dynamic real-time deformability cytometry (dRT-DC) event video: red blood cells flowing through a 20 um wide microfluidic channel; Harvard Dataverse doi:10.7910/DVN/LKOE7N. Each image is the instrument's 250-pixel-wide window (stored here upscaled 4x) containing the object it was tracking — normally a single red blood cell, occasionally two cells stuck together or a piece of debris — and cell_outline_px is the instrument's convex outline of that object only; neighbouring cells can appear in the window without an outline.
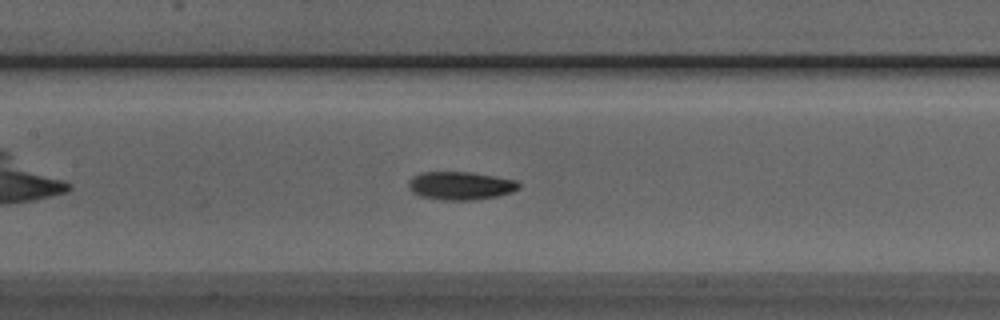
{"species": "Egyptian fruit bat (a non-hibernating species)", "species_latin": "Rousettus aegyptiacus", "temperature_condition": "room temperature", "stored_images_in_passage": 42, "camera_frame_rate_fps": 3000, "um_per_image_px": 0.085, "animal": {"sex": "male"}, "frame": {"image": 1, "passage_image": 13, "time_ms": 4.0, "image_size_px": [1000, 320], "cell_outline_px": [[520, 188], [512, 192], [496, 196], [472, 200], [440, 200], [420, 196], [412, 192], [408, 188], [408, 180], [412, 176], [420, 172], [468, 172], [516, 180], [520, 184]], "centroid_in_image_um": [39.09, 15.78], "position_along_channel_um": 168.3, "area_um2": 18.15}}
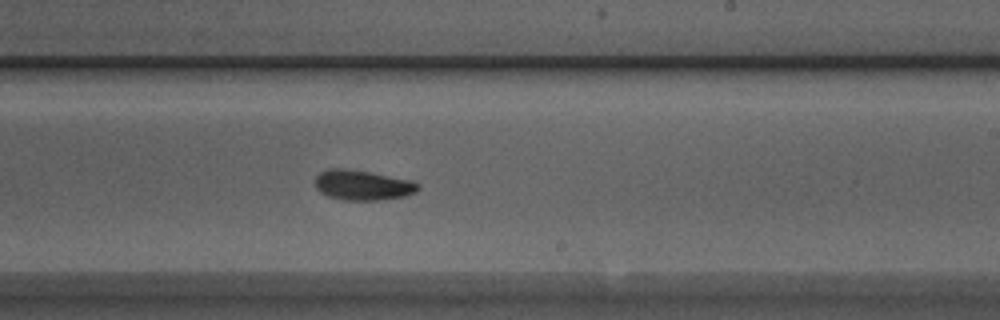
{"frame": {"image": 2, "passage_image": 20, "time_ms": 6.333, "image_size_px": [1000, 320], "cell_outline_px": [[420, 188], [416, 192], [404, 196], [380, 200], [344, 200], [328, 196], [320, 192], [316, 188], [316, 176], [320, 172], [332, 168], [344, 168], [368, 172], [408, 180], [420, 184]], "centroid_in_image_um": [30.8, 15.74], "position_along_channel_um": 258.2, "area_um2": 17.8}}
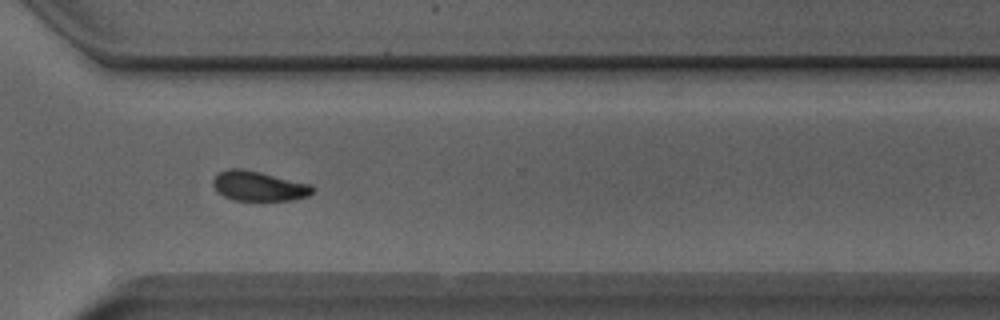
{"frame": {"image": 3, "passage_image": 27, "time_ms": 8.667, "image_size_px": [1000, 320], "cell_outline_px": [[316, 188], [308, 196], [292, 200], [232, 200], [216, 192], [212, 184], [212, 180], [220, 172], [228, 168], [244, 168], [312, 184]], "centroid_in_image_um": [21.99, 15.81], "position_along_channel_um": 348.6, "area_um2": 17.51}, "authors_computed_cell_mechanics": {"area_um2": 17.7735, "velocity_mm_per_s": 3.8696, "shape_relaxation_time_tau1_ms": 2.9033, "shape_relaxation_time_tau2_ms": 3.6286, "deformation_change_tau1": 0.1224, "deformation_change_tau2": 0.0729}}